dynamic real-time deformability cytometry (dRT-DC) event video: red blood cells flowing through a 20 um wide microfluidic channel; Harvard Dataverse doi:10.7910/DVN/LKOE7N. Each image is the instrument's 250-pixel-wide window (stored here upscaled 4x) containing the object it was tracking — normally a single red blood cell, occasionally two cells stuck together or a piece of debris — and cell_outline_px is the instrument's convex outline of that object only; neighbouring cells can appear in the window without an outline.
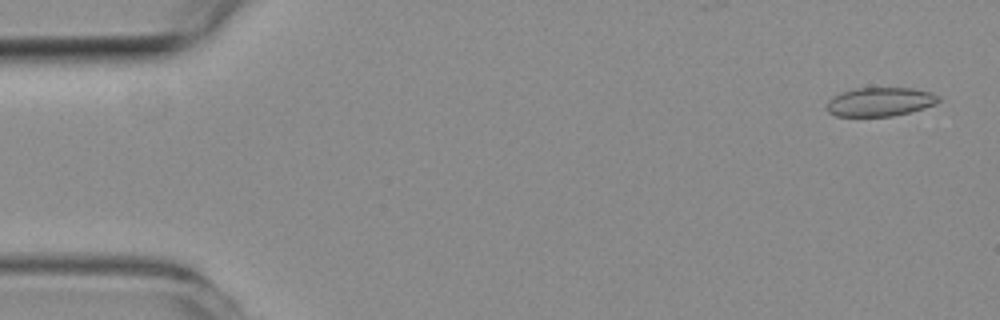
{"species": "common noctule bat (a hibernating species)", "species_latin": "Nyctalus noctula", "temperature_condition": "room temperature", "stored_images_in_passage": 41, "camera_frame_rate_fps": 3000, "um_per_image_px": 0.085, "animal": {"sex": "female", "body_mass_g": 19.3, "forearm_length_mm": 54.1}, "frame": {"image": 1, "passage_image": 2, "time_ms": 0.333, "image_size_px": [1000, 320], "cell_outline_px": [[940, 100], [936, 104], [924, 108], [892, 116], [836, 116], [828, 112], [828, 100], [832, 96], [840, 92], [856, 88], [912, 88], [932, 92], [940, 96]], "centroid_in_image_um": [74.82, 8.64], "position_along_channel_um": 10.2, "area_um2": 18.84}}
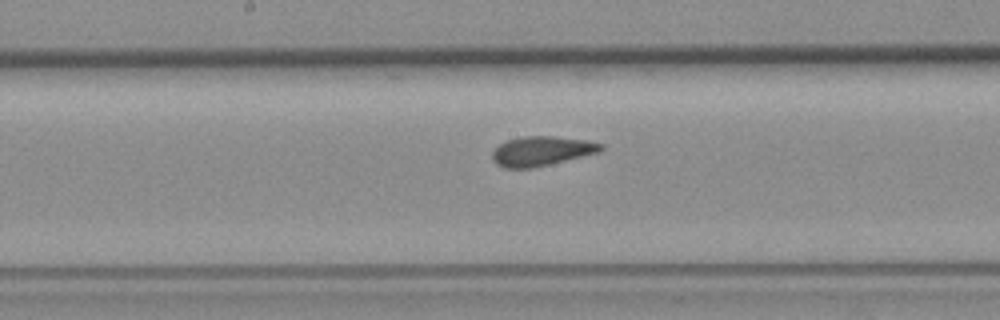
{"frame": {"image": 2, "passage_image": 26, "time_ms": 8.333, "image_size_px": [1000, 320], "cell_outline_px": [[604, 148], [600, 152], [532, 168], [504, 168], [496, 164], [492, 160], [492, 152], [500, 144], [508, 140], [524, 136], [552, 136], [584, 140], [604, 144]], "centroid_in_image_um": [46.03, 12.84], "position_along_channel_um": 202.2, "area_um2": 18.55}}
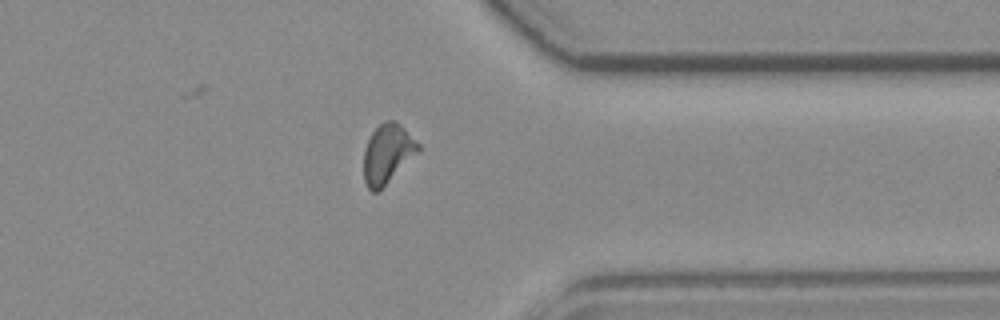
{"frame": {"image": 3, "passage_image": 40, "time_ms": 13.0, "image_size_px": [1000, 320], "cell_outline_px": [[420, 148], [380, 192], [372, 192], [368, 188], [364, 180], [364, 148], [372, 132], [380, 124], [388, 120], [396, 120], [420, 144]], "centroid_in_image_um": [32.91, 13.08], "position_along_channel_um": 378.5, "area_um2": 18.67}}